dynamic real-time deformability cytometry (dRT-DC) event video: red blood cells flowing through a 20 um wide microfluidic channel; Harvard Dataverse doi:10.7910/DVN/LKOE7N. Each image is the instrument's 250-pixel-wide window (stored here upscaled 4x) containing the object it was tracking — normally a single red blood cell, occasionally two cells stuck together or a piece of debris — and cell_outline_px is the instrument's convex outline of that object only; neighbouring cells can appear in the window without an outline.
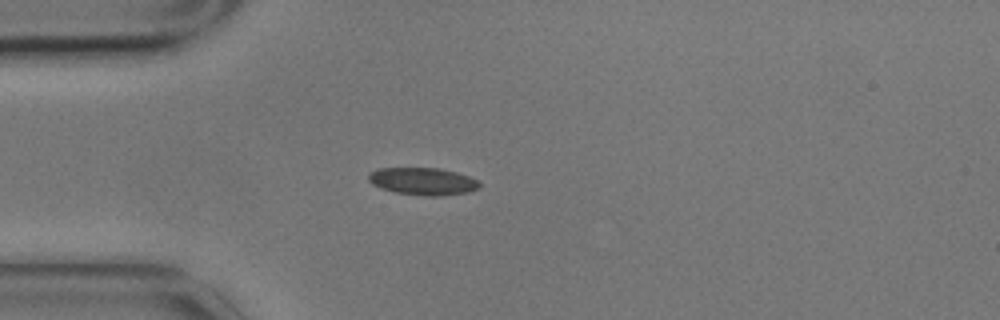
{"species": "common noctule bat (a hibernating species)", "species_latin": "Nyctalus noctula", "temperature_condition": "cold", "stored_images_in_passage": 4, "camera_frame_rate_fps": 3000, "um_per_image_px": 0.085, "animal": {"sex": "male", "body_mass_g": 17.9}, "frame": {"image": 1, "passage_image": 4, "time_ms": 1.0, "image_size_px": [1000, 320], "cell_outline_px": [[480, 188], [468, 192], [440, 196], [424, 196], [396, 192], [380, 188], [372, 184], [368, 180], [368, 172], [376, 168], [440, 168], [456, 172], [468, 176], [476, 180], [480, 184]], "centroid_in_image_um": [35.91, 15.41], "position_along_channel_um": 49.1, "area_um2": 17.8}}